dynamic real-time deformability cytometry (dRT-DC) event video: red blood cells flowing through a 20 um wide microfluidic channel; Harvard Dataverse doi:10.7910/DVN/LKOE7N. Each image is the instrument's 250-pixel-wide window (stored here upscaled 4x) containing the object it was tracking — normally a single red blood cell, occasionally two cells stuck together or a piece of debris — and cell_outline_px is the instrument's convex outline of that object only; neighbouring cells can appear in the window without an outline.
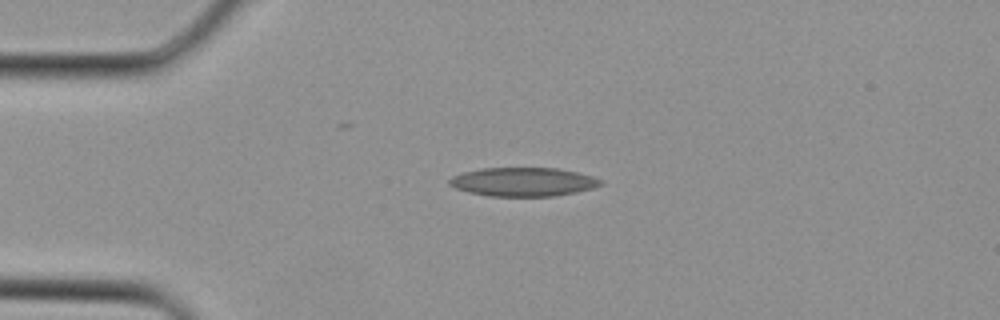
{"species": "Egyptian fruit bat (a non-hibernating species)", "species_latin": "Rousettus aegyptiacus", "temperature_condition": "cold", "stored_images_in_passage": 1, "camera_frame_rate_fps": 3000, "um_per_image_px": 0.085, "animal": {"sex": "female"}, "frame": {"image": 1, "passage_image": 1, "time_ms": 0.0, "image_size_px": [1000, 320], "cell_outline_px": [[604, 184], [592, 188], [576, 192], [552, 196], [488, 196], [468, 192], [456, 188], [448, 184], [448, 180], [452, 176], [464, 172], [480, 168], [556, 168], [576, 172], [592, 176], [604, 180]], "centroid_in_image_um": [44.47, 15.46], "position_along_channel_um": 40.5, "area_um2": 25.37}}